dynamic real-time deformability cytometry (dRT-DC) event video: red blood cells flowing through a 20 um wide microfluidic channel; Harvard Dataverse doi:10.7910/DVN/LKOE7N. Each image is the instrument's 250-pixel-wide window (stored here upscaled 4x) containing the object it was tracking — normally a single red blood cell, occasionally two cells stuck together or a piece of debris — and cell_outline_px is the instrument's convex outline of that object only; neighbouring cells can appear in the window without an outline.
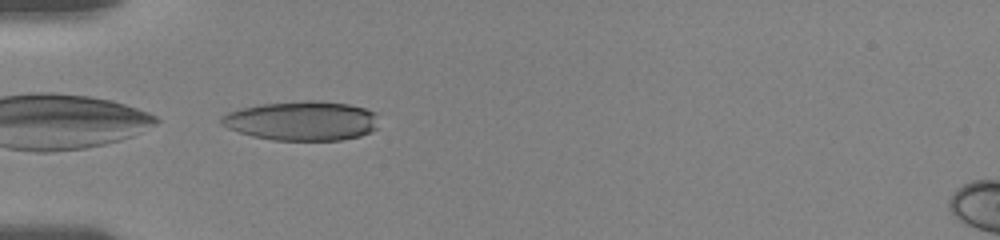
{"species": "human", "species_latin": "Homo sapiens", "temperature_condition": "room temperature", "stored_images_in_passage": 33, "camera_frame_rate_fps": 3000, "um_per_image_px": 0.085, "donor": {"sex": "female"}, "frame": {"image": 1, "passage_image": 1, "time_ms": 0.0, "image_size_px": [1000, 240], "cell_outline_px": [[376, 128], [372, 132], [360, 136], [340, 140], [272, 140], [252, 136], [228, 128], [220, 124], [220, 116], [228, 112], [240, 108], [260, 104], [304, 100], [316, 100], [348, 104], [364, 108], [376, 112]], "centroid_in_image_um": [25.64, 10.26], "position_along_channel_um": 59.4, "area_um2": 36.3}}
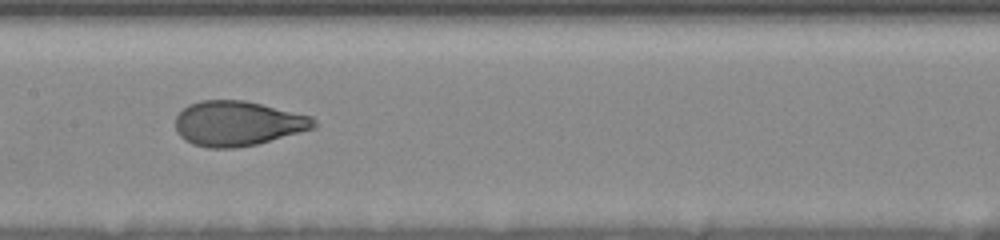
{"frame": {"image": 2, "passage_image": 16, "time_ms": 3.667, "image_size_px": [1000, 240], "cell_outline_px": [[316, 128], [256, 144], [236, 148], [208, 148], [192, 144], [184, 140], [176, 132], [176, 116], [188, 104], [200, 100], [244, 100], [312, 116], [316, 120]], "centroid_in_image_um": [20.19, 10.49], "position_along_channel_um": 187.2, "area_um2": 36.3}}
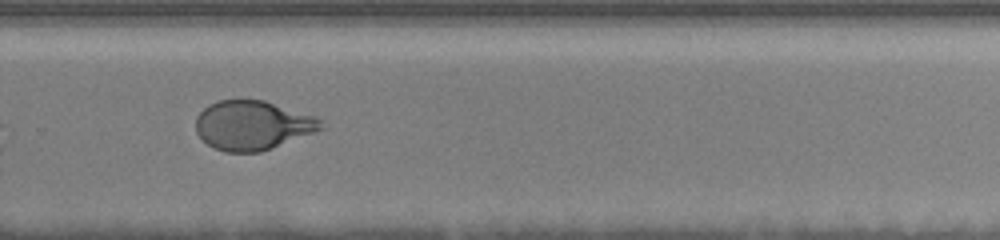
{"frame": {"image": 3, "passage_image": 31, "time_ms": 7.0, "image_size_px": [1000, 240], "cell_outline_px": [[324, 128], [260, 152], [224, 152], [212, 148], [196, 132], [196, 116], [208, 104], [220, 100], [264, 100], [316, 116], [320, 120]], "centroid_in_image_um": [21.44, 10.64], "position_along_channel_um": 308.4, "area_um2": 35.72}}